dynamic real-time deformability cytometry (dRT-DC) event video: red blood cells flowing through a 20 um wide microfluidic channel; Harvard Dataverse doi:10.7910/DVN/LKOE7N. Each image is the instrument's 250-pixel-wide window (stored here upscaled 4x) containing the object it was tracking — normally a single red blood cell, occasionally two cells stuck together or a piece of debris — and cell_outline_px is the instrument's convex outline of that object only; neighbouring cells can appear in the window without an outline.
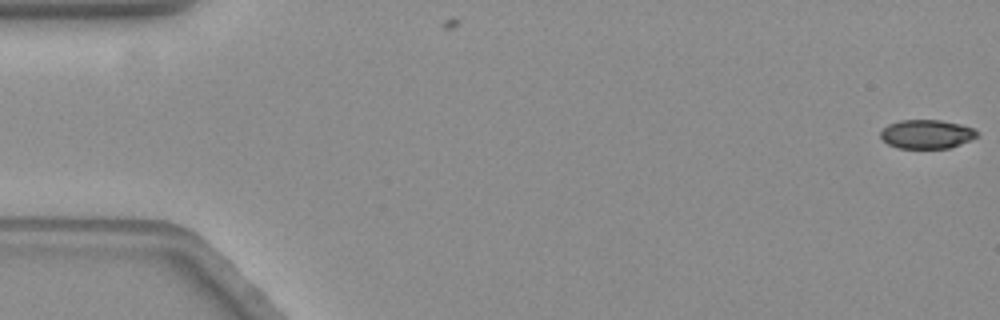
{"species": "common noctule bat (a hibernating species)", "species_latin": "Nyctalus noctula", "temperature_condition": "warm", "stored_images_in_passage": 58, "camera_frame_rate_fps": 3000, "um_per_image_px": 0.085, "animal": {"sex": "female", "body_mass_g": 19.3, "forearm_length_mm": 54.1}, "frame": {"image": 1, "passage_image": 1, "time_ms": 0.0, "image_size_px": [1000, 320], "cell_outline_px": [[976, 136], [968, 140], [948, 148], [900, 148], [888, 144], [880, 136], [880, 132], [888, 124], [900, 120], [940, 120], [960, 124], [972, 128], [976, 132]], "centroid_in_image_um": [78.71, 11.39], "position_along_channel_um": 6.3, "area_um2": 15.9}}
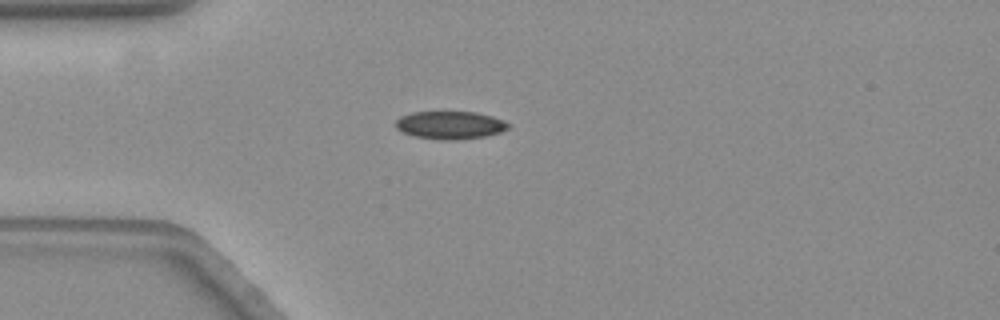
{"frame": {"image": 2, "passage_image": 16, "time_ms": 5.0, "image_size_px": [1000, 320], "cell_outline_px": [[508, 128], [500, 132], [484, 136], [460, 140], [440, 140], [412, 136], [396, 128], [396, 120], [400, 116], [412, 112], [476, 112], [492, 116], [504, 120], [508, 124]], "centroid_in_image_um": [38.24, 10.64], "position_along_channel_um": 46.8, "area_um2": 18.32}}
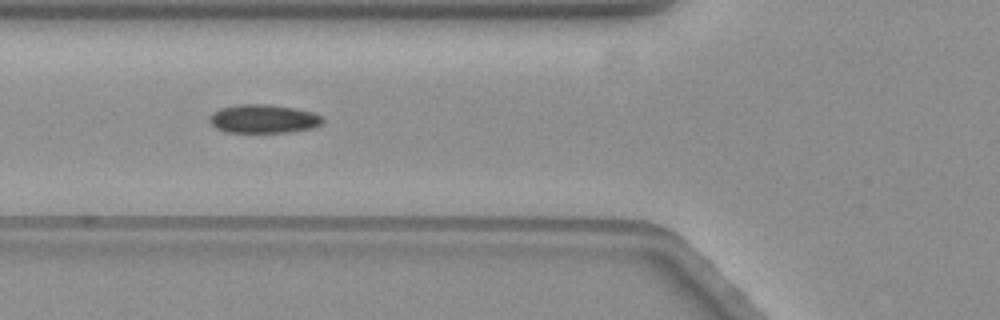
{"frame": {"image": 3, "passage_image": 22, "time_ms": 7.0, "image_size_px": [1000, 320], "cell_outline_px": [[324, 120], [320, 124], [312, 128], [288, 132], [228, 132], [216, 128], [212, 124], [212, 112], [220, 108], [240, 104], [268, 104], [292, 108], [312, 112], [320, 116]], "centroid_in_image_um": [22.4, 10.1], "position_along_channel_um": 103.4, "area_um2": 18.5}, "authors_computed_cell_mechanics": {"area_um2": 18.0914, "velocity_mm_per_s": 3.559, "shape_relaxation_time_tau1_ms": null, "shape_relaxation_time_tau2_ms": 3.3463, "deformation_change_tau1": null, "deformation_change_tau2": 0.0616}}